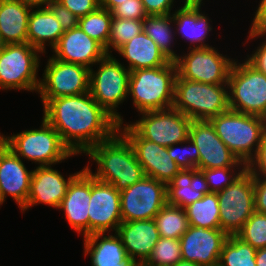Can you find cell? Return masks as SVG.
<instances>
[{
  "mask_svg": "<svg viewBox=\"0 0 266 266\" xmlns=\"http://www.w3.org/2000/svg\"><path fill=\"white\" fill-rule=\"evenodd\" d=\"M209 121L225 145L247 164L255 155L265 133L264 118L229 109Z\"/></svg>",
  "mask_w": 266,
  "mask_h": 266,
  "instance_id": "8",
  "label": "cell"
},
{
  "mask_svg": "<svg viewBox=\"0 0 266 266\" xmlns=\"http://www.w3.org/2000/svg\"><path fill=\"white\" fill-rule=\"evenodd\" d=\"M3 45L4 44L2 43L1 38H0V50L2 49Z\"/></svg>",
  "mask_w": 266,
  "mask_h": 266,
  "instance_id": "54",
  "label": "cell"
},
{
  "mask_svg": "<svg viewBox=\"0 0 266 266\" xmlns=\"http://www.w3.org/2000/svg\"><path fill=\"white\" fill-rule=\"evenodd\" d=\"M88 215L89 235L117 232L122 223L120 191L112 184L96 180L92 175Z\"/></svg>",
  "mask_w": 266,
  "mask_h": 266,
  "instance_id": "17",
  "label": "cell"
},
{
  "mask_svg": "<svg viewBox=\"0 0 266 266\" xmlns=\"http://www.w3.org/2000/svg\"><path fill=\"white\" fill-rule=\"evenodd\" d=\"M51 52V56L59 61L80 64L89 69L107 55L105 48L79 26L65 31Z\"/></svg>",
  "mask_w": 266,
  "mask_h": 266,
  "instance_id": "21",
  "label": "cell"
},
{
  "mask_svg": "<svg viewBox=\"0 0 266 266\" xmlns=\"http://www.w3.org/2000/svg\"><path fill=\"white\" fill-rule=\"evenodd\" d=\"M33 170L0 140V206L11 197L21 210L27 203Z\"/></svg>",
  "mask_w": 266,
  "mask_h": 266,
  "instance_id": "20",
  "label": "cell"
},
{
  "mask_svg": "<svg viewBox=\"0 0 266 266\" xmlns=\"http://www.w3.org/2000/svg\"><path fill=\"white\" fill-rule=\"evenodd\" d=\"M25 5L31 8L45 7L51 0H20Z\"/></svg>",
  "mask_w": 266,
  "mask_h": 266,
  "instance_id": "50",
  "label": "cell"
},
{
  "mask_svg": "<svg viewBox=\"0 0 266 266\" xmlns=\"http://www.w3.org/2000/svg\"><path fill=\"white\" fill-rule=\"evenodd\" d=\"M85 155L97 166L93 172L89 160L85 166L89 173L96 180L114 185L119 191L145 176L131 144L119 131L108 140L94 145Z\"/></svg>",
  "mask_w": 266,
  "mask_h": 266,
  "instance_id": "2",
  "label": "cell"
},
{
  "mask_svg": "<svg viewBox=\"0 0 266 266\" xmlns=\"http://www.w3.org/2000/svg\"><path fill=\"white\" fill-rule=\"evenodd\" d=\"M260 35L266 39V28L260 33Z\"/></svg>",
  "mask_w": 266,
  "mask_h": 266,
  "instance_id": "53",
  "label": "cell"
},
{
  "mask_svg": "<svg viewBox=\"0 0 266 266\" xmlns=\"http://www.w3.org/2000/svg\"><path fill=\"white\" fill-rule=\"evenodd\" d=\"M58 3L66 7L70 12L78 18L86 16L96 11L99 6V0H56Z\"/></svg>",
  "mask_w": 266,
  "mask_h": 266,
  "instance_id": "44",
  "label": "cell"
},
{
  "mask_svg": "<svg viewBox=\"0 0 266 266\" xmlns=\"http://www.w3.org/2000/svg\"><path fill=\"white\" fill-rule=\"evenodd\" d=\"M31 7L20 0H0V38L2 43H27Z\"/></svg>",
  "mask_w": 266,
  "mask_h": 266,
  "instance_id": "28",
  "label": "cell"
},
{
  "mask_svg": "<svg viewBox=\"0 0 266 266\" xmlns=\"http://www.w3.org/2000/svg\"><path fill=\"white\" fill-rule=\"evenodd\" d=\"M180 260L181 245L179 239L160 237L144 266H174Z\"/></svg>",
  "mask_w": 266,
  "mask_h": 266,
  "instance_id": "36",
  "label": "cell"
},
{
  "mask_svg": "<svg viewBox=\"0 0 266 266\" xmlns=\"http://www.w3.org/2000/svg\"><path fill=\"white\" fill-rule=\"evenodd\" d=\"M246 167H224L200 170V180L207 192L217 193L229 186Z\"/></svg>",
  "mask_w": 266,
  "mask_h": 266,
  "instance_id": "37",
  "label": "cell"
},
{
  "mask_svg": "<svg viewBox=\"0 0 266 266\" xmlns=\"http://www.w3.org/2000/svg\"><path fill=\"white\" fill-rule=\"evenodd\" d=\"M173 107L191 120H210L229 110L228 84L175 80Z\"/></svg>",
  "mask_w": 266,
  "mask_h": 266,
  "instance_id": "6",
  "label": "cell"
},
{
  "mask_svg": "<svg viewBox=\"0 0 266 266\" xmlns=\"http://www.w3.org/2000/svg\"><path fill=\"white\" fill-rule=\"evenodd\" d=\"M168 155L181 169H197L199 150L189 137L184 142L169 146Z\"/></svg>",
  "mask_w": 266,
  "mask_h": 266,
  "instance_id": "39",
  "label": "cell"
},
{
  "mask_svg": "<svg viewBox=\"0 0 266 266\" xmlns=\"http://www.w3.org/2000/svg\"><path fill=\"white\" fill-rule=\"evenodd\" d=\"M227 84L230 110L263 118L266 116V74L246 59L241 61L236 58Z\"/></svg>",
  "mask_w": 266,
  "mask_h": 266,
  "instance_id": "9",
  "label": "cell"
},
{
  "mask_svg": "<svg viewBox=\"0 0 266 266\" xmlns=\"http://www.w3.org/2000/svg\"><path fill=\"white\" fill-rule=\"evenodd\" d=\"M126 1H129V0H99V6L111 12L116 6Z\"/></svg>",
  "mask_w": 266,
  "mask_h": 266,
  "instance_id": "48",
  "label": "cell"
},
{
  "mask_svg": "<svg viewBox=\"0 0 266 266\" xmlns=\"http://www.w3.org/2000/svg\"><path fill=\"white\" fill-rule=\"evenodd\" d=\"M116 52L122 57V60H126L127 65L125 67L130 71L156 68L167 65L170 62L156 43L144 31L133 37Z\"/></svg>",
  "mask_w": 266,
  "mask_h": 266,
  "instance_id": "26",
  "label": "cell"
},
{
  "mask_svg": "<svg viewBox=\"0 0 266 266\" xmlns=\"http://www.w3.org/2000/svg\"><path fill=\"white\" fill-rule=\"evenodd\" d=\"M257 8H255V14L251 26H249L251 32L260 34L266 28V0H259Z\"/></svg>",
  "mask_w": 266,
  "mask_h": 266,
  "instance_id": "47",
  "label": "cell"
},
{
  "mask_svg": "<svg viewBox=\"0 0 266 266\" xmlns=\"http://www.w3.org/2000/svg\"><path fill=\"white\" fill-rule=\"evenodd\" d=\"M112 13L99 7L96 11L79 18L78 26L92 39L99 42L108 54V40Z\"/></svg>",
  "mask_w": 266,
  "mask_h": 266,
  "instance_id": "34",
  "label": "cell"
},
{
  "mask_svg": "<svg viewBox=\"0 0 266 266\" xmlns=\"http://www.w3.org/2000/svg\"><path fill=\"white\" fill-rule=\"evenodd\" d=\"M135 122H127L142 138L164 147L184 142L189 137L191 119L173 106L138 113Z\"/></svg>",
  "mask_w": 266,
  "mask_h": 266,
  "instance_id": "12",
  "label": "cell"
},
{
  "mask_svg": "<svg viewBox=\"0 0 266 266\" xmlns=\"http://www.w3.org/2000/svg\"><path fill=\"white\" fill-rule=\"evenodd\" d=\"M128 257L144 264L160 239L154 219L122 221L116 232Z\"/></svg>",
  "mask_w": 266,
  "mask_h": 266,
  "instance_id": "25",
  "label": "cell"
},
{
  "mask_svg": "<svg viewBox=\"0 0 266 266\" xmlns=\"http://www.w3.org/2000/svg\"><path fill=\"white\" fill-rule=\"evenodd\" d=\"M206 192L197 169H181L167 185V203L185 209Z\"/></svg>",
  "mask_w": 266,
  "mask_h": 266,
  "instance_id": "29",
  "label": "cell"
},
{
  "mask_svg": "<svg viewBox=\"0 0 266 266\" xmlns=\"http://www.w3.org/2000/svg\"><path fill=\"white\" fill-rule=\"evenodd\" d=\"M37 94L41 99L74 96L89 92L90 69L49 56Z\"/></svg>",
  "mask_w": 266,
  "mask_h": 266,
  "instance_id": "13",
  "label": "cell"
},
{
  "mask_svg": "<svg viewBox=\"0 0 266 266\" xmlns=\"http://www.w3.org/2000/svg\"><path fill=\"white\" fill-rule=\"evenodd\" d=\"M91 195V174L84 167L71 181L58 208L63 211L68 225L79 235L89 236L88 208Z\"/></svg>",
  "mask_w": 266,
  "mask_h": 266,
  "instance_id": "23",
  "label": "cell"
},
{
  "mask_svg": "<svg viewBox=\"0 0 266 266\" xmlns=\"http://www.w3.org/2000/svg\"><path fill=\"white\" fill-rule=\"evenodd\" d=\"M160 237L180 239L189 228L185 209L166 204L154 217Z\"/></svg>",
  "mask_w": 266,
  "mask_h": 266,
  "instance_id": "32",
  "label": "cell"
},
{
  "mask_svg": "<svg viewBox=\"0 0 266 266\" xmlns=\"http://www.w3.org/2000/svg\"><path fill=\"white\" fill-rule=\"evenodd\" d=\"M0 140L19 158L35 163L37 167L64 163L73 154L63 143L60 134L42 117L39 128H30L11 135L1 134Z\"/></svg>",
  "mask_w": 266,
  "mask_h": 266,
  "instance_id": "3",
  "label": "cell"
},
{
  "mask_svg": "<svg viewBox=\"0 0 266 266\" xmlns=\"http://www.w3.org/2000/svg\"><path fill=\"white\" fill-rule=\"evenodd\" d=\"M44 54L28 43L5 44L0 50V91L36 93L40 86L38 71Z\"/></svg>",
  "mask_w": 266,
  "mask_h": 266,
  "instance_id": "7",
  "label": "cell"
},
{
  "mask_svg": "<svg viewBox=\"0 0 266 266\" xmlns=\"http://www.w3.org/2000/svg\"><path fill=\"white\" fill-rule=\"evenodd\" d=\"M143 31L170 61H175L179 57L178 50L173 49L178 40H176L172 14L147 16L143 20Z\"/></svg>",
  "mask_w": 266,
  "mask_h": 266,
  "instance_id": "30",
  "label": "cell"
},
{
  "mask_svg": "<svg viewBox=\"0 0 266 266\" xmlns=\"http://www.w3.org/2000/svg\"><path fill=\"white\" fill-rule=\"evenodd\" d=\"M177 66L175 61L156 68L130 71L128 96L137 113L173 106Z\"/></svg>",
  "mask_w": 266,
  "mask_h": 266,
  "instance_id": "4",
  "label": "cell"
},
{
  "mask_svg": "<svg viewBox=\"0 0 266 266\" xmlns=\"http://www.w3.org/2000/svg\"><path fill=\"white\" fill-rule=\"evenodd\" d=\"M189 138L199 150L197 170L224 167H246L225 145L209 120H192Z\"/></svg>",
  "mask_w": 266,
  "mask_h": 266,
  "instance_id": "16",
  "label": "cell"
},
{
  "mask_svg": "<svg viewBox=\"0 0 266 266\" xmlns=\"http://www.w3.org/2000/svg\"><path fill=\"white\" fill-rule=\"evenodd\" d=\"M227 238L228 235L220 228L207 229L190 225L179 239L182 260L200 266L218 265Z\"/></svg>",
  "mask_w": 266,
  "mask_h": 266,
  "instance_id": "19",
  "label": "cell"
},
{
  "mask_svg": "<svg viewBox=\"0 0 266 266\" xmlns=\"http://www.w3.org/2000/svg\"><path fill=\"white\" fill-rule=\"evenodd\" d=\"M112 17L119 19L144 20L148 15L141 0H129L118 6L112 11Z\"/></svg>",
  "mask_w": 266,
  "mask_h": 266,
  "instance_id": "41",
  "label": "cell"
},
{
  "mask_svg": "<svg viewBox=\"0 0 266 266\" xmlns=\"http://www.w3.org/2000/svg\"><path fill=\"white\" fill-rule=\"evenodd\" d=\"M43 118L60 134L73 154H86L94 145L118 131V122L90 92L53 99H40Z\"/></svg>",
  "mask_w": 266,
  "mask_h": 266,
  "instance_id": "1",
  "label": "cell"
},
{
  "mask_svg": "<svg viewBox=\"0 0 266 266\" xmlns=\"http://www.w3.org/2000/svg\"><path fill=\"white\" fill-rule=\"evenodd\" d=\"M255 261L256 266H266V248L256 250Z\"/></svg>",
  "mask_w": 266,
  "mask_h": 266,
  "instance_id": "49",
  "label": "cell"
},
{
  "mask_svg": "<svg viewBox=\"0 0 266 266\" xmlns=\"http://www.w3.org/2000/svg\"><path fill=\"white\" fill-rule=\"evenodd\" d=\"M55 166L37 167L35 165L30 182V190L26 205L21 209L24 213L37 205H48L58 210L62 199L66 195L71 181L83 170L65 178L63 173L54 169Z\"/></svg>",
  "mask_w": 266,
  "mask_h": 266,
  "instance_id": "18",
  "label": "cell"
},
{
  "mask_svg": "<svg viewBox=\"0 0 266 266\" xmlns=\"http://www.w3.org/2000/svg\"><path fill=\"white\" fill-rule=\"evenodd\" d=\"M247 39L245 43L242 42V44L245 46V44H249V41L257 40L259 38H262L260 44H258L257 47L254 48L252 51V54L249 53L246 55L247 57L244 56V58L252 65L254 66L258 71L266 74V39L262 37L258 33H254L251 31H248L247 33Z\"/></svg>",
  "mask_w": 266,
  "mask_h": 266,
  "instance_id": "40",
  "label": "cell"
},
{
  "mask_svg": "<svg viewBox=\"0 0 266 266\" xmlns=\"http://www.w3.org/2000/svg\"><path fill=\"white\" fill-rule=\"evenodd\" d=\"M143 31V20L119 19L112 17L110 37L108 40V54L112 55L121 46Z\"/></svg>",
  "mask_w": 266,
  "mask_h": 266,
  "instance_id": "35",
  "label": "cell"
},
{
  "mask_svg": "<svg viewBox=\"0 0 266 266\" xmlns=\"http://www.w3.org/2000/svg\"><path fill=\"white\" fill-rule=\"evenodd\" d=\"M167 204V185L144 176L120 191L122 221L149 220Z\"/></svg>",
  "mask_w": 266,
  "mask_h": 266,
  "instance_id": "14",
  "label": "cell"
},
{
  "mask_svg": "<svg viewBox=\"0 0 266 266\" xmlns=\"http://www.w3.org/2000/svg\"><path fill=\"white\" fill-rule=\"evenodd\" d=\"M148 16L172 14L176 0H141ZM172 11V12H171Z\"/></svg>",
  "mask_w": 266,
  "mask_h": 266,
  "instance_id": "46",
  "label": "cell"
},
{
  "mask_svg": "<svg viewBox=\"0 0 266 266\" xmlns=\"http://www.w3.org/2000/svg\"><path fill=\"white\" fill-rule=\"evenodd\" d=\"M187 50V53L181 51L175 60L181 78L206 84H227L235 58L221 54L215 46Z\"/></svg>",
  "mask_w": 266,
  "mask_h": 266,
  "instance_id": "11",
  "label": "cell"
},
{
  "mask_svg": "<svg viewBox=\"0 0 266 266\" xmlns=\"http://www.w3.org/2000/svg\"><path fill=\"white\" fill-rule=\"evenodd\" d=\"M264 121H265V132H266V116L264 117Z\"/></svg>",
  "mask_w": 266,
  "mask_h": 266,
  "instance_id": "55",
  "label": "cell"
},
{
  "mask_svg": "<svg viewBox=\"0 0 266 266\" xmlns=\"http://www.w3.org/2000/svg\"><path fill=\"white\" fill-rule=\"evenodd\" d=\"M246 169L253 176H266V132L262 137L255 155L246 164Z\"/></svg>",
  "mask_w": 266,
  "mask_h": 266,
  "instance_id": "43",
  "label": "cell"
},
{
  "mask_svg": "<svg viewBox=\"0 0 266 266\" xmlns=\"http://www.w3.org/2000/svg\"><path fill=\"white\" fill-rule=\"evenodd\" d=\"M256 249L236 235H229L219 260L220 266H256Z\"/></svg>",
  "mask_w": 266,
  "mask_h": 266,
  "instance_id": "33",
  "label": "cell"
},
{
  "mask_svg": "<svg viewBox=\"0 0 266 266\" xmlns=\"http://www.w3.org/2000/svg\"><path fill=\"white\" fill-rule=\"evenodd\" d=\"M63 33L59 21L48 6L31 9L27 31V43L29 45L46 55L48 54L46 51L48 46L51 50L58 43Z\"/></svg>",
  "mask_w": 266,
  "mask_h": 266,
  "instance_id": "27",
  "label": "cell"
},
{
  "mask_svg": "<svg viewBox=\"0 0 266 266\" xmlns=\"http://www.w3.org/2000/svg\"><path fill=\"white\" fill-rule=\"evenodd\" d=\"M205 0H182L180 1L179 4H181V2H194V3H203Z\"/></svg>",
  "mask_w": 266,
  "mask_h": 266,
  "instance_id": "52",
  "label": "cell"
},
{
  "mask_svg": "<svg viewBox=\"0 0 266 266\" xmlns=\"http://www.w3.org/2000/svg\"><path fill=\"white\" fill-rule=\"evenodd\" d=\"M236 236L256 250L266 248V214L255 211Z\"/></svg>",
  "mask_w": 266,
  "mask_h": 266,
  "instance_id": "38",
  "label": "cell"
},
{
  "mask_svg": "<svg viewBox=\"0 0 266 266\" xmlns=\"http://www.w3.org/2000/svg\"><path fill=\"white\" fill-rule=\"evenodd\" d=\"M203 4L205 5V3L182 2L181 7H177L172 13L175 34L179 37L177 39L182 38L183 41L186 40V44L190 43L188 49L212 47L206 42L213 30L210 23L213 21L207 16L209 14H206V11H202Z\"/></svg>",
  "mask_w": 266,
  "mask_h": 266,
  "instance_id": "22",
  "label": "cell"
},
{
  "mask_svg": "<svg viewBox=\"0 0 266 266\" xmlns=\"http://www.w3.org/2000/svg\"><path fill=\"white\" fill-rule=\"evenodd\" d=\"M47 6L54 13L64 32L78 26L79 18L56 0H51Z\"/></svg>",
  "mask_w": 266,
  "mask_h": 266,
  "instance_id": "42",
  "label": "cell"
},
{
  "mask_svg": "<svg viewBox=\"0 0 266 266\" xmlns=\"http://www.w3.org/2000/svg\"><path fill=\"white\" fill-rule=\"evenodd\" d=\"M118 131L129 141L145 176L168 183L181 170L168 155V147L142 138L127 122L119 124Z\"/></svg>",
  "mask_w": 266,
  "mask_h": 266,
  "instance_id": "15",
  "label": "cell"
},
{
  "mask_svg": "<svg viewBox=\"0 0 266 266\" xmlns=\"http://www.w3.org/2000/svg\"><path fill=\"white\" fill-rule=\"evenodd\" d=\"M220 229L236 235L255 212L253 175L245 169L229 186L217 192Z\"/></svg>",
  "mask_w": 266,
  "mask_h": 266,
  "instance_id": "10",
  "label": "cell"
},
{
  "mask_svg": "<svg viewBox=\"0 0 266 266\" xmlns=\"http://www.w3.org/2000/svg\"><path fill=\"white\" fill-rule=\"evenodd\" d=\"M219 202L217 193L206 192L199 200L185 208L189 225L216 229L220 228Z\"/></svg>",
  "mask_w": 266,
  "mask_h": 266,
  "instance_id": "31",
  "label": "cell"
},
{
  "mask_svg": "<svg viewBox=\"0 0 266 266\" xmlns=\"http://www.w3.org/2000/svg\"><path fill=\"white\" fill-rule=\"evenodd\" d=\"M255 211L266 214V176H253Z\"/></svg>",
  "mask_w": 266,
  "mask_h": 266,
  "instance_id": "45",
  "label": "cell"
},
{
  "mask_svg": "<svg viewBox=\"0 0 266 266\" xmlns=\"http://www.w3.org/2000/svg\"><path fill=\"white\" fill-rule=\"evenodd\" d=\"M84 256H90L91 266H141L128 257L119 235L95 233L83 237Z\"/></svg>",
  "mask_w": 266,
  "mask_h": 266,
  "instance_id": "24",
  "label": "cell"
},
{
  "mask_svg": "<svg viewBox=\"0 0 266 266\" xmlns=\"http://www.w3.org/2000/svg\"><path fill=\"white\" fill-rule=\"evenodd\" d=\"M174 266H200L196 264L195 262H190V261H185V260H180L177 264Z\"/></svg>",
  "mask_w": 266,
  "mask_h": 266,
  "instance_id": "51",
  "label": "cell"
},
{
  "mask_svg": "<svg viewBox=\"0 0 266 266\" xmlns=\"http://www.w3.org/2000/svg\"><path fill=\"white\" fill-rule=\"evenodd\" d=\"M116 57L107 54L93 66L95 70L90 69L89 92L118 124H123L124 117L117 109L129 98L130 70Z\"/></svg>",
  "mask_w": 266,
  "mask_h": 266,
  "instance_id": "5",
  "label": "cell"
}]
</instances>
